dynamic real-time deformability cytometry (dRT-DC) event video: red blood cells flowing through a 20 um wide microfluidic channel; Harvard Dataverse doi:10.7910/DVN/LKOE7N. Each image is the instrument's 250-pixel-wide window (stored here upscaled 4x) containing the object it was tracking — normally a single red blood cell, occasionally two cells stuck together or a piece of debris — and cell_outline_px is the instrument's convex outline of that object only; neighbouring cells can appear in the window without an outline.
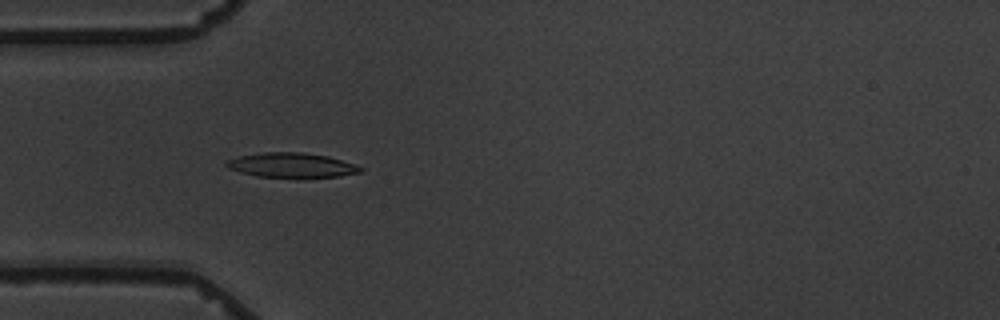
{"species": "common noctule bat (a hibernating species)", "species_latin": "Nyctalus noctula", "temperature_condition": "warm", "stored_images_in_passage": 6, "camera_frame_rate_fps": 3000, "um_per_image_px": 0.085, "animal": {"sex": "male", "body_mass_g": 19.5, "forearm_length_mm": 54.6}, "frame": {"image": 1, "passage_image": 5, "time_ms": 5.0, "image_size_px": [1000, 320], "cell_outline_px": [[364, 168], [360, 172], [340, 176], [256, 176], [240, 172], [228, 168], [224, 164], [228, 160], [240, 156], [264, 152], [304, 152], [328, 156]], "centroid_in_image_um": [24.75, 14.02], "position_along_channel_um": 60.3, "area_um2": 18.67}}
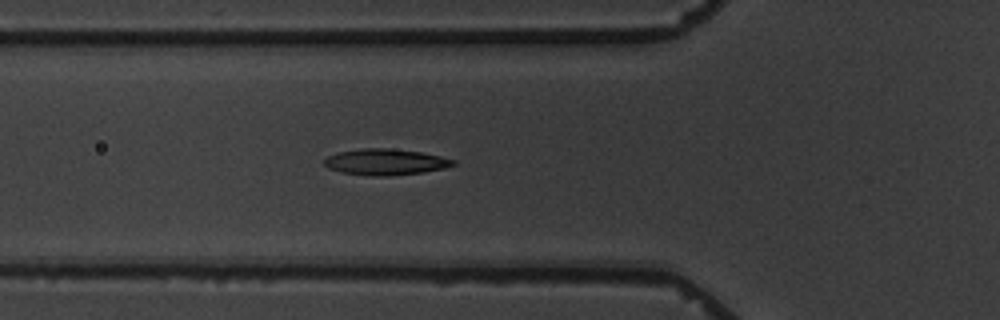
{"frame": {"image": 2, "passage_image": 6, "time_ms": 6.0, "image_size_px": [1000, 320], "cell_outline_px": [[456, 164], [444, 168], [424, 172], [388, 176], [372, 176], [344, 172], [328, 168], [324, 164], [324, 160], [328, 156], [340, 152], [364, 148], [388, 148], [420, 152], [440, 156], [456, 160]], "centroid_in_image_um": [32.79, 13.77], "position_along_channel_um": 93.0, "area_um2": 19.42}}